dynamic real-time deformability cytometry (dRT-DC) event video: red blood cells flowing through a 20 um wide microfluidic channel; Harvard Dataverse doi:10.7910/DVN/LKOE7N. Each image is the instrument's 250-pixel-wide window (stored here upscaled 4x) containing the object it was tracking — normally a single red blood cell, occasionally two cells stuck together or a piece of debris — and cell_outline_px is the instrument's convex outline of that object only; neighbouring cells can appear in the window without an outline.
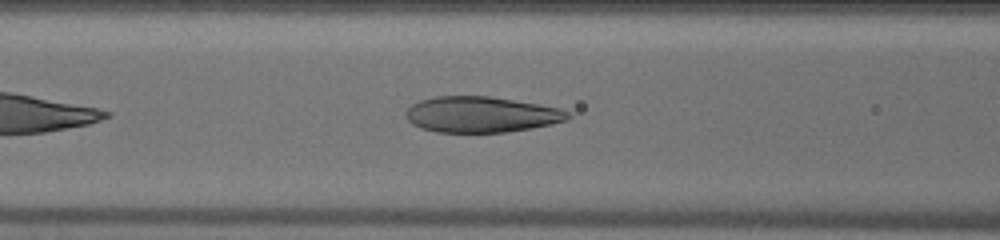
{"species": "human", "species_latin": "Homo sapiens", "temperature_condition": "warm", "stored_images_in_passage": 29, "camera_frame_rate_fps": 3000, "um_per_image_px": 0.085, "donor": {"sex": "male"}, "frame": {"image": 1, "passage_image": 7, "time_ms": 2.0, "image_size_px": [1000, 240], "cell_outline_px": [[572, 116], [568, 120], [552, 124], [532, 128], [504, 132], [436, 132], [420, 128], [412, 124], [404, 116], [404, 112], [412, 104], [420, 100], [436, 96], [488, 96], [560, 108], [568, 112]], "centroid_in_image_um": [40.87, 9.74], "position_along_channel_um": 125.7, "area_um2": 33.87}}
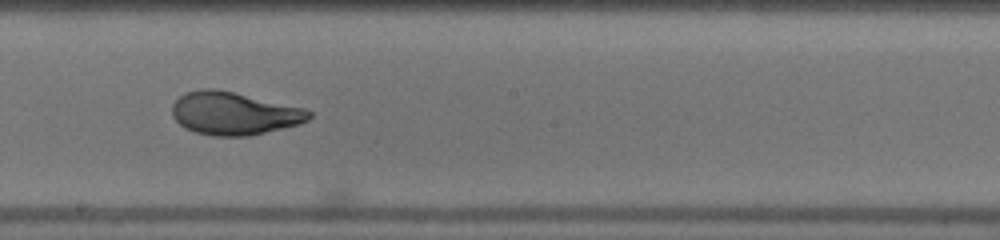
{"frame": {"image": 2, "passage_image": 14, "time_ms": 4.333, "image_size_px": [1000, 240], "cell_outline_px": [[312, 116], [308, 120], [300, 124], [248, 136], [216, 136], [196, 132], [184, 128], [172, 116], [172, 104], [184, 92], [200, 88], [216, 88], [304, 108], [312, 112]], "centroid_in_image_um": [19.87, 9.63], "position_along_channel_um": 228.3, "area_um2": 34.22}}
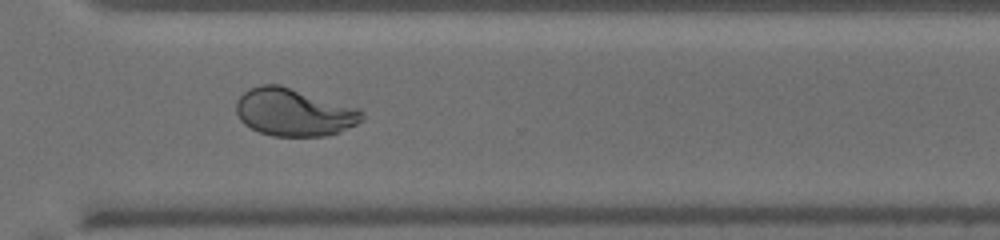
{"frame": {"image": 3, "passage_image": 22, "time_ms": 7.0, "image_size_px": [1000, 240], "cell_outline_px": [[364, 120], [348, 128], [324, 136], [272, 136], [260, 132], [244, 124], [240, 120], [236, 112], [236, 100], [248, 88], [260, 84], [280, 84], [360, 108], [364, 116]], "centroid_in_image_um": [24.97, 9.52], "position_along_channel_um": 345.6, "area_um2": 35.14}}